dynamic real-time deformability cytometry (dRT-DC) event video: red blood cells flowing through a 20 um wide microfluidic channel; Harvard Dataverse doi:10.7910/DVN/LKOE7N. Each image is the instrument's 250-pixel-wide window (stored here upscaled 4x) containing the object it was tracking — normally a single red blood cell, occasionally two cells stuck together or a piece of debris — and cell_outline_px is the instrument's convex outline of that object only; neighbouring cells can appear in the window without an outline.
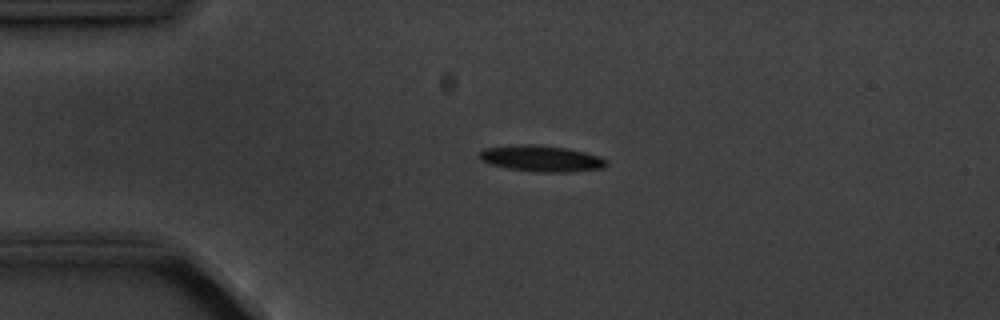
{"species": "common noctule bat (a hibernating species)", "species_latin": "Nyctalus noctula", "temperature_condition": "cold", "stored_images_in_passage": 3, "camera_frame_rate_fps": 3000, "um_per_image_px": 0.085, "animal": {"sex": "male", "body_mass_g": 20.1, "forearm_length_mm": 53.5}, "frame": {"image": 1, "passage_image": 2, "time_ms": 1.333, "image_size_px": [1000, 320], "cell_outline_px": [[608, 164], [604, 168], [572, 172], [540, 172], [508, 168], [492, 164], [480, 160], [480, 152], [484, 148], [516, 144], [536, 144], [568, 148], [600, 156], [608, 160]], "centroid_in_image_um": [46.06, 13.47], "position_along_channel_um": 38.9, "area_um2": 19.48}}